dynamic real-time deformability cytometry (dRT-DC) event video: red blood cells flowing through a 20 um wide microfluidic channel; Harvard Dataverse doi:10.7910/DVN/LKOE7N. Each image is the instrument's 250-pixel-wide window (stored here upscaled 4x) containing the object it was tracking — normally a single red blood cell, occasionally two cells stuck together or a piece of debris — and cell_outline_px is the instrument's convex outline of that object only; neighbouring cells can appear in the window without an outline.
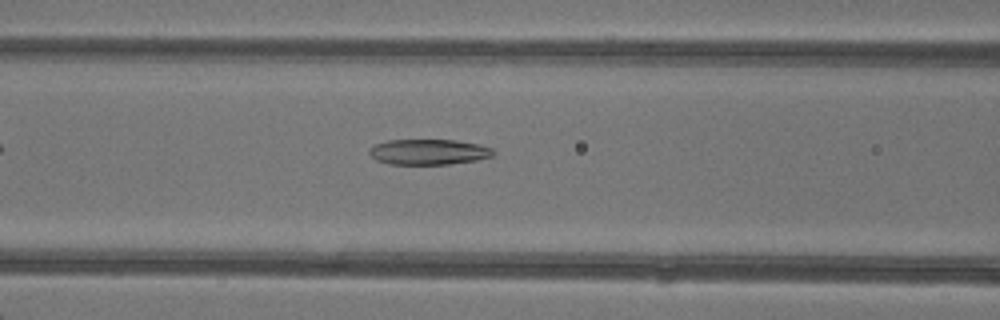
{"species": "common noctule bat (a hibernating species)", "species_latin": "Nyctalus noctula", "temperature_condition": "warm", "stored_images_in_passage": 6, "camera_frame_rate_fps": 3000, "um_per_image_px": 0.085, "animal": {"sex": "female"}, "frame": {"image": 1, "passage_image": 6, "time_ms": 5.667, "image_size_px": [1000, 320], "cell_outline_px": [[496, 152], [492, 156], [476, 160], [448, 164], [388, 164], [376, 160], [368, 152], [368, 148], [376, 144], [388, 140], [456, 140], [480, 144], [492, 148]], "centroid_in_image_um": [36.44, 12.91], "position_along_channel_um": 130.2, "area_um2": 18.5}}